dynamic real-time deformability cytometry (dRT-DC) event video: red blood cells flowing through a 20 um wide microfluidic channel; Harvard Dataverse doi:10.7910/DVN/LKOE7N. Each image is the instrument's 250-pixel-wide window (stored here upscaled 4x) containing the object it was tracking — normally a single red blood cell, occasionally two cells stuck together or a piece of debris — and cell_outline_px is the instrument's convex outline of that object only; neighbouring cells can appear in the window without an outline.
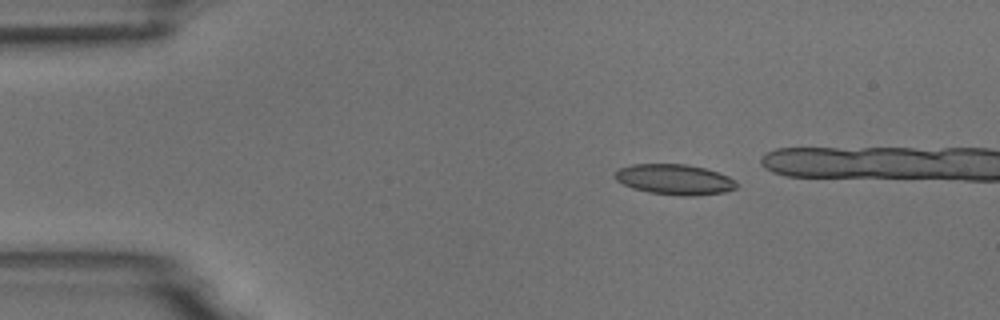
{"species": "common noctule bat (a hibernating species)", "species_latin": "Nyctalus noctula", "temperature_condition": "room temperature", "stored_images_in_passage": 4, "camera_frame_rate_fps": 3000, "um_per_image_px": 0.085, "animal": {"sex": "male", "body_mass_g": 18.8}, "frame": {"image": 1, "passage_image": 2, "time_ms": 1.333, "image_size_px": [1000, 320], "cell_outline_px": [[736, 188], [724, 192], [696, 196], [680, 196], [648, 192], [632, 188], [616, 180], [612, 176], [620, 168], [632, 164], [688, 164], [704, 168], [728, 176], [736, 180]], "centroid_in_image_um": [57.33, 15.26], "position_along_channel_um": 27.7, "area_um2": 21.62}}